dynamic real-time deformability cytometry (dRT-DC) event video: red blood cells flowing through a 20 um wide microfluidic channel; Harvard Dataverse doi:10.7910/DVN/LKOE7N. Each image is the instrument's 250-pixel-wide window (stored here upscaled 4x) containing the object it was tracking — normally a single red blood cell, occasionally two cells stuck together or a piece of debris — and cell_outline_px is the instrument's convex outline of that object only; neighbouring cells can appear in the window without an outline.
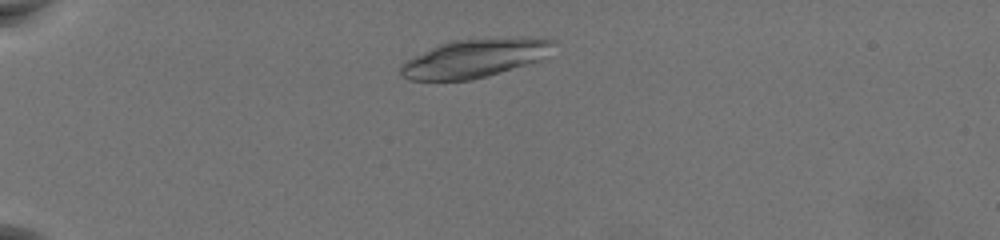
{"species": "common noctule bat (a hibernating species)", "species_latin": "Nyctalus noctula", "temperature_condition": "warm", "stored_images_in_passage": 49, "camera_frame_rate_fps": 3000, "um_per_image_px": 0.085, "animal": {"sex": "female", "body_mass_g": 19.5, "forearm_length_mm": 54.1}, "frame": {"image": 1, "passage_image": 8, "time_ms": 2.333, "image_size_px": [1000, 240], "cell_outline_px": [[556, 44], [540, 60], [472, 80], [408, 80], [400, 72], [400, 68], [404, 60], [448, 40], [556, 40]], "centroid_in_image_um": [40.21, 5.0], "position_along_channel_um": 44.8, "area_um2": 32.83}}
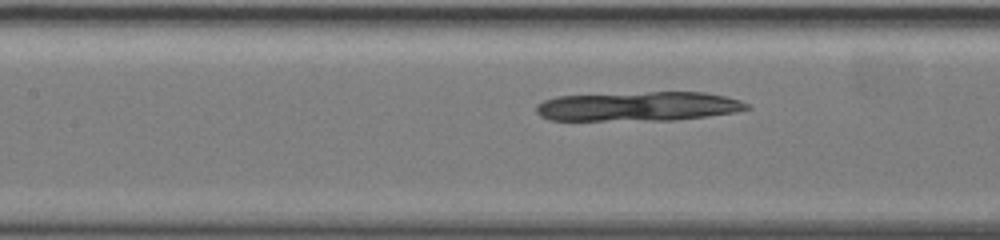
{"frame": {"image": 2, "passage_image": 21, "time_ms": 6.667, "image_size_px": [1000, 240], "cell_outline_px": [[752, 108], [736, 112], [708, 116], [676, 120], [548, 120], [540, 116], [536, 112], [536, 104], [544, 100], [556, 96], [648, 92], [704, 92], [724, 96], [740, 100], [748, 104]], "centroid_in_image_um": [54.26, 9.04], "position_along_channel_um": 153.1, "area_um2": 36.18}}